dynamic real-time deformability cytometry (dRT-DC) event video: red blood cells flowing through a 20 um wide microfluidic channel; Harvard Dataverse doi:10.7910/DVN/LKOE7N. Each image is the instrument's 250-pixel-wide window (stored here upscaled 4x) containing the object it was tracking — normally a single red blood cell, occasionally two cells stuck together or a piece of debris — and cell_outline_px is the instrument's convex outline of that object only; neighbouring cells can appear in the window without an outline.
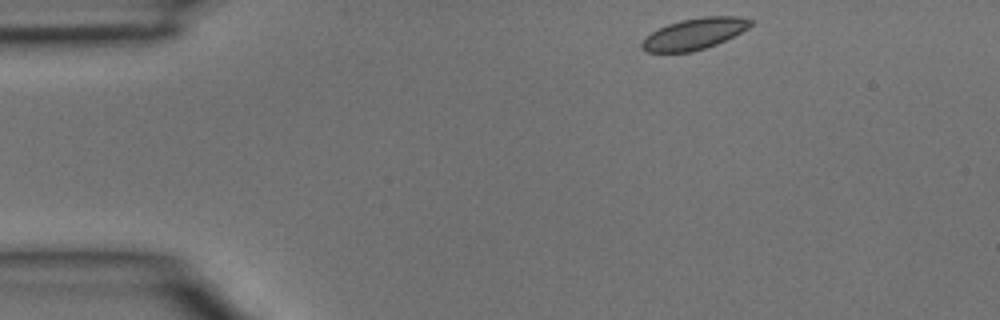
{"species": "common noctule bat (a hibernating species)", "species_latin": "Nyctalus noctula", "temperature_condition": "room temperature", "stored_images_in_passage": 3, "camera_frame_rate_fps": 3000, "um_per_image_px": 0.085, "animal": {"sex": "male", "body_mass_g": 15.6}, "frame": {"image": 1, "passage_image": 1, "time_ms": 0.0, "image_size_px": [1000, 320], "cell_outline_px": [[752, 24], [748, 28], [716, 44], [692, 52], [644, 52], [640, 48], [640, 44], [652, 32], [668, 24], [680, 20], [704, 16], [740, 16], [752, 20]], "centroid_in_image_um": [59.01, 2.87], "position_along_channel_um": 26.0, "area_um2": 19.59}}
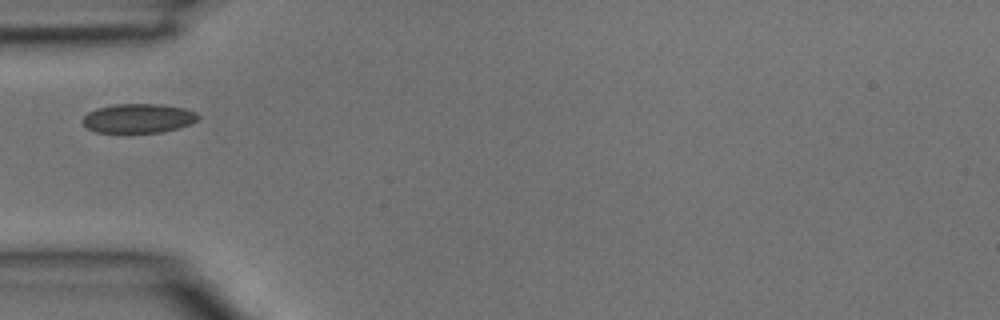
{"frame": {"image": 2, "passage_image": 3, "time_ms": 0.667, "image_size_px": [1000, 320], "cell_outline_px": [[200, 116], [192, 124], [160, 132], [96, 132], [88, 128], [80, 120], [88, 112], [96, 108], [116, 104], [160, 104], [184, 108], [196, 112]], "centroid_in_image_um": [11.75, 10.05], "position_along_channel_um": 73.2, "area_um2": 19.59}}